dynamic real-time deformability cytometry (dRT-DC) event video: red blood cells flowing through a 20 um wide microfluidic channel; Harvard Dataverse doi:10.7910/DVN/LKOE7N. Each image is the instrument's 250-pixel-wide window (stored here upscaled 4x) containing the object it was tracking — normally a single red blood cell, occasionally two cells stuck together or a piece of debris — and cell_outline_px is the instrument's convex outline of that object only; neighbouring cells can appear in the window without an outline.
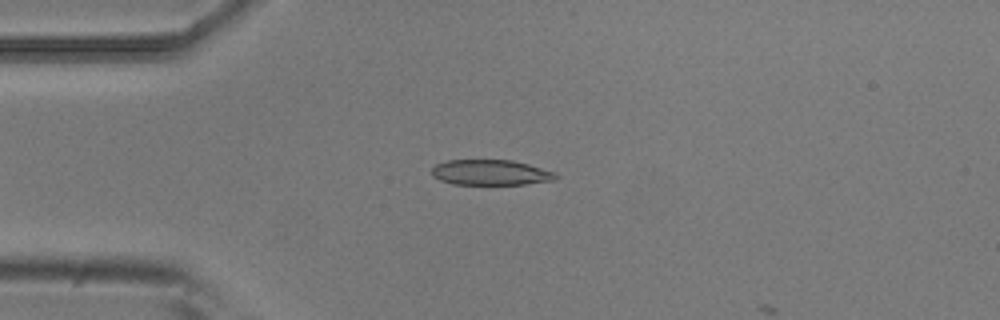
{"species": "common noctule bat (a hibernating species)", "species_latin": "Nyctalus noctula", "temperature_condition": "room temperature", "stored_images_in_passage": 3, "camera_frame_rate_fps": 3000, "um_per_image_px": 0.085, "animal": {"sex": "male", "body_mass_g": 20.5, "forearm_length_mm": 52.5}, "frame": {"image": 1, "passage_image": 2, "time_ms": 0.333, "image_size_px": [1000, 320], "cell_outline_px": [[560, 176], [556, 180], [524, 184], [452, 184], [440, 180], [432, 176], [432, 168], [436, 164], [448, 160], [512, 160], [528, 164], [556, 172]], "centroid_in_image_um": [41.73, 14.66], "position_along_channel_um": 43.3, "area_um2": 18.44}}